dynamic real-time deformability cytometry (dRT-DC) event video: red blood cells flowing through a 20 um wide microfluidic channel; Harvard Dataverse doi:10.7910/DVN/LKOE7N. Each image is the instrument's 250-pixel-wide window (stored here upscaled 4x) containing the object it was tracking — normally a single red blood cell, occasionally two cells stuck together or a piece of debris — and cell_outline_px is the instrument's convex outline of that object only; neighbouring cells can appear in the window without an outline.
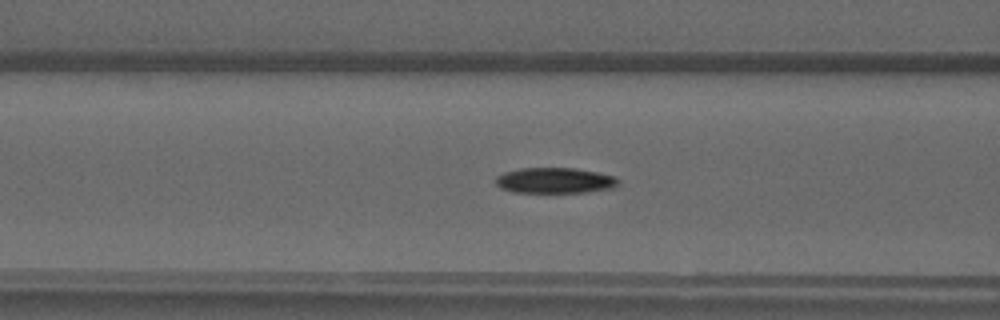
{"species": "common noctule bat (a hibernating species)", "species_latin": "Nyctalus noctula", "temperature_condition": "warm", "stored_images_in_passage": 50, "camera_frame_rate_fps": 3000, "um_per_image_px": 0.085, "animal": {"sex": "male", "forearm_length_mm": 52.5}, "frame": {"image": 1, "passage_image": 20, "time_ms": 6.333, "image_size_px": [1000, 320], "cell_outline_px": [[620, 180], [612, 188], [584, 192], [516, 192], [500, 188], [496, 184], [496, 176], [504, 172], [520, 168], [576, 168], [616, 176]], "centroid_in_image_um": [47.15, 15.33], "position_along_channel_um": 119.5, "area_um2": 18.21}}
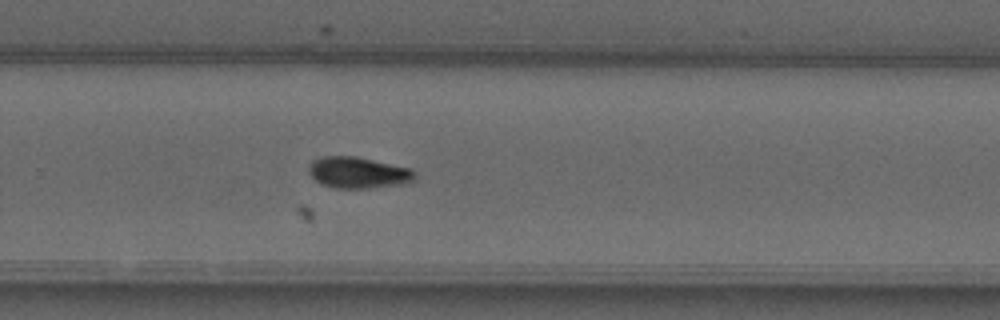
{"frame": {"image": 2, "passage_image": 33, "time_ms": 10.667, "image_size_px": [1000, 320], "cell_outline_px": [[416, 176], [412, 180], [400, 184], [372, 188], [332, 188], [316, 180], [308, 172], [308, 168], [312, 160], [324, 156], [356, 156], [412, 168], [416, 172]], "centroid_in_image_um": [30.45, 14.66], "position_along_channel_um": 299.4, "area_um2": 19.36}}
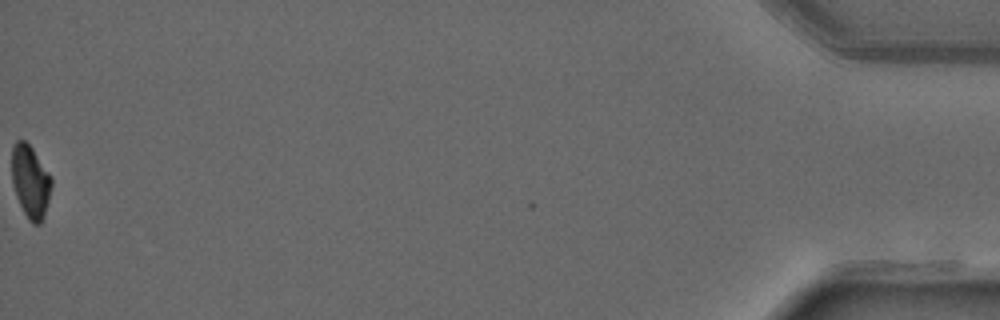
{"frame": {"image": 3, "passage_image": 50, "time_ms": 16.333, "image_size_px": [1000, 320], "cell_outline_px": [[52, 188], [44, 216], [40, 224], [32, 224], [28, 220], [16, 196], [12, 184], [12, 144], [16, 140], [24, 140], [32, 148], [52, 176]], "centroid_in_image_um": [2.59, 15.43], "position_along_channel_um": 432.6, "area_um2": 16.99}}